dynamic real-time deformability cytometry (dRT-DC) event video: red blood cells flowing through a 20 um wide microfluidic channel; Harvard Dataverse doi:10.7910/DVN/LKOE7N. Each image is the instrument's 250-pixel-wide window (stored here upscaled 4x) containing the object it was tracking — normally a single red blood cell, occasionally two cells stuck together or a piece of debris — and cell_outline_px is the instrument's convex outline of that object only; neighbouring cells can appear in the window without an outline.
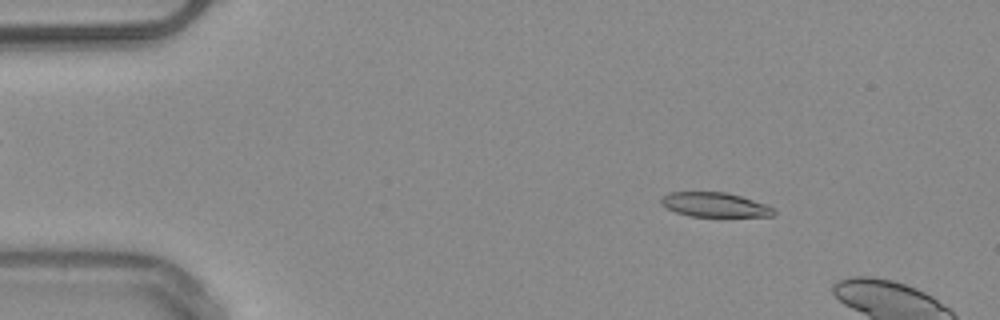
{"species": "common noctule bat (a hibernating species)", "species_latin": "Nyctalus noctula", "temperature_condition": "warm", "stored_images_in_passage": 6, "camera_frame_rate_fps": 3000, "um_per_image_px": 0.085, "animal": {"sex": "male", "body_mass_g": 20.4}, "frame": {"image": 1, "passage_image": 2, "time_ms": 0.333, "image_size_px": [1000, 320], "cell_outline_px": [[776, 212], [772, 216], [688, 216], [676, 212], [660, 204], [660, 200], [668, 192], [724, 192], [740, 196], [764, 204], [772, 208]], "centroid_in_image_um": [60.71, 17.4], "position_along_channel_um": 24.3, "area_um2": 15.78}}